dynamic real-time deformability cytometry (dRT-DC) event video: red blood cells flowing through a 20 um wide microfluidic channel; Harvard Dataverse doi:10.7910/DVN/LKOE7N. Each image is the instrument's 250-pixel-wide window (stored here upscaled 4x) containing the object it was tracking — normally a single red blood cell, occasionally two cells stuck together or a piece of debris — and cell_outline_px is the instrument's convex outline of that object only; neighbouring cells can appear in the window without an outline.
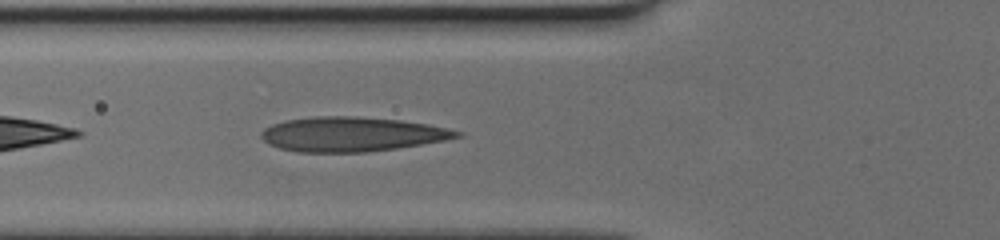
{"species": "human", "species_latin": "Homo sapiens", "temperature_condition": "cold", "stored_images_in_passage": 23, "camera_frame_rate_fps": 3000, "um_per_image_px": 0.085, "donor": {"sex": "female"}, "frame": {"image": 1, "passage_image": 4, "time_ms": 1.0, "image_size_px": [1000, 240], "cell_outline_px": [[464, 136], [444, 140], [396, 148], [368, 152], [300, 152], [280, 148], [268, 144], [260, 136], [260, 132], [264, 128], [272, 124], [284, 120], [316, 116], [356, 116], [400, 120], [428, 124], [448, 128], [464, 132]], "centroid_in_image_um": [29.9, 11.4], "position_along_channel_um": 95.9, "area_um2": 39.48}}
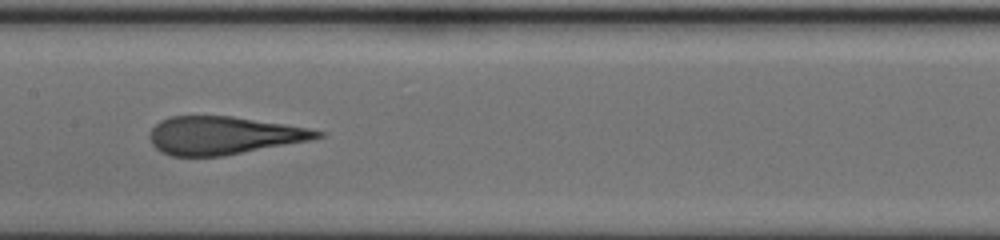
{"frame": {"image": 2, "passage_image": 11, "time_ms": 3.333, "image_size_px": [1000, 240], "cell_outline_px": [[328, 132], [324, 136], [308, 140], [224, 156], [172, 156], [160, 152], [152, 144], [148, 136], [152, 128], [160, 120], [172, 116], [232, 116], [284, 124], [308, 128]], "centroid_in_image_um": [18.97, 11.51], "position_along_channel_um": 188.4, "area_um2": 36.99}}
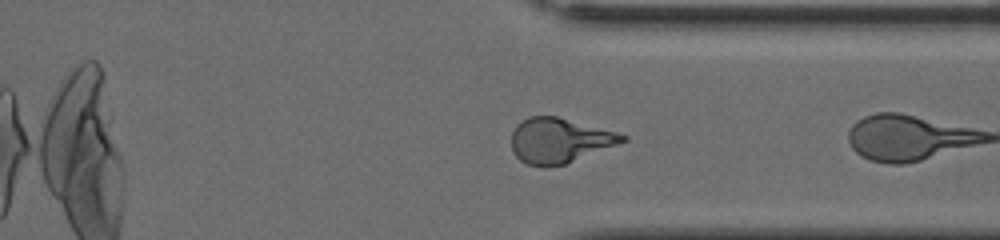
{"frame": {"image": 3, "passage_image": 22, "time_ms": 7.0, "image_size_px": [1000, 240], "cell_outline_px": [[628, 140], [564, 164], [528, 164], [520, 160], [512, 152], [512, 132], [516, 124], [528, 116], [556, 116], [616, 132], [628, 136]], "centroid_in_image_um": [47.53, 11.9], "position_along_channel_um": 363.9, "area_um2": 28.38}}